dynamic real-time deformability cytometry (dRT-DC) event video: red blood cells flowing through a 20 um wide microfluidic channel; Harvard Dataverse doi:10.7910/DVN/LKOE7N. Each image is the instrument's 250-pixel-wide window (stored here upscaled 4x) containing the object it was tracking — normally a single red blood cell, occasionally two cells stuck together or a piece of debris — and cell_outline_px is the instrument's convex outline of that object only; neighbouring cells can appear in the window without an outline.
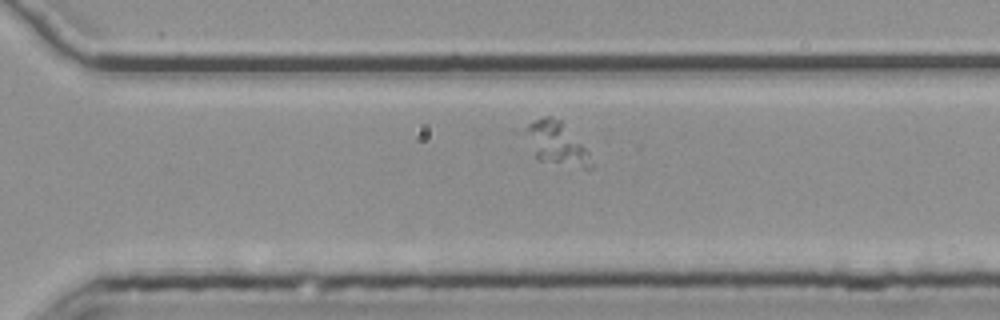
{"species": "common noctule bat (a hibernating species)", "species_latin": "Nyctalus noctula", "temperature_condition": "room temperature", "stored_images_in_passage": 42, "camera_frame_rate_fps": 3000, "um_per_image_px": 0.085, "animal": {"sex": "female", "body_mass_g": 25.1}, "frame": {"image": 1, "passage_image": 24, "time_ms": 7.667, "image_size_px": [1000, 320], "cell_outline_px": [[592, 168], [584, 168], [540, 160], [536, 156], [528, 128], [528, 124], [544, 116], [552, 116], [560, 120], [588, 152], [592, 164]], "centroid_in_image_um": [47.38, 12.2], "position_along_channel_um": 323.2, "area_um2": 15.14}}